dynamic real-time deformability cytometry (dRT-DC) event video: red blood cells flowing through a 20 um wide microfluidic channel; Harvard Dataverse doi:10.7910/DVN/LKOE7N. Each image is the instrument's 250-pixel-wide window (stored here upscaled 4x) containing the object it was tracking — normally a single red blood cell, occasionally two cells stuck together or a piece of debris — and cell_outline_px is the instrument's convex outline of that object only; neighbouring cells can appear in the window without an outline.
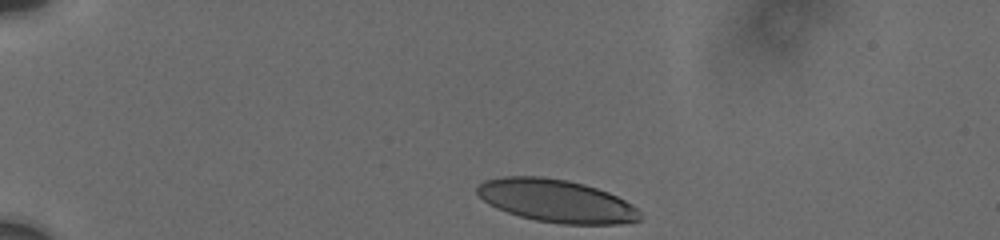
{"species": "human", "species_latin": "Homo sapiens", "temperature_condition": "cold", "stored_images_in_passage": 9, "camera_frame_rate_fps": 3000, "um_per_image_px": 0.085, "donor": {"sex": "male"}, "frame": {"image": 1, "passage_image": 1, "time_ms": 0.0, "image_size_px": [1000, 240], "cell_outline_px": [[640, 220], [620, 224], [560, 224], [536, 220], [520, 216], [496, 208], [488, 204], [476, 192], [476, 188], [484, 180], [504, 176], [544, 176], [568, 180], [584, 184], [608, 192], [632, 204], [640, 212]], "centroid_in_image_um": [47.28, 17.07], "position_along_channel_um": 37.7, "area_um2": 40.63}}
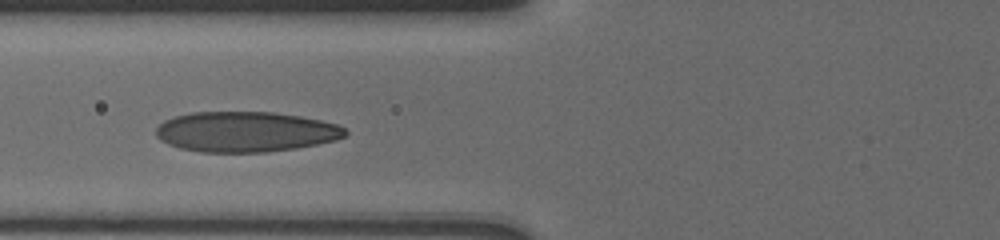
{"frame": {"image": 2, "passage_image": 6, "time_ms": 3.667, "image_size_px": [1000, 240], "cell_outline_px": [[348, 132], [344, 136], [336, 140], [296, 148], [268, 152], [200, 152], [180, 148], [168, 144], [160, 140], [156, 136], [156, 128], [164, 120], [176, 116], [192, 112], [272, 112], [300, 116], [320, 120], [336, 124], [344, 128]], "centroid_in_image_um": [20.86, 11.2], "position_along_channel_um": 104.9, "area_um2": 44.45}}
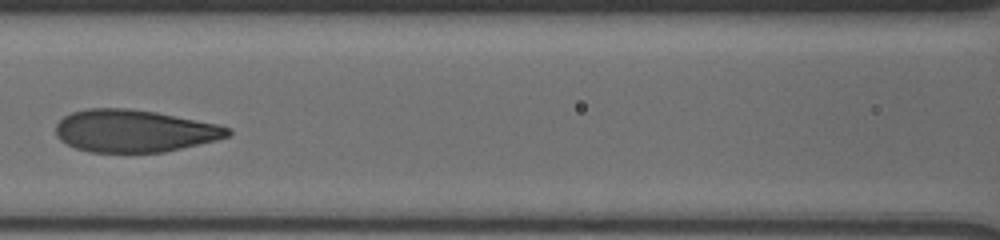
{"frame": {"image": 3, "passage_image": 8, "time_ms": 5.0, "image_size_px": [1000, 240], "cell_outline_px": [[232, 132], [228, 136], [216, 140], [164, 152], [88, 152], [76, 148], [60, 140], [56, 136], [56, 124], [64, 116], [72, 112], [88, 108], [128, 108], [156, 112], [220, 124], [232, 128]], "centroid_in_image_um": [11.43, 11.12], "position_along_channel_um": 155.2, "area_um2": 42.6}}